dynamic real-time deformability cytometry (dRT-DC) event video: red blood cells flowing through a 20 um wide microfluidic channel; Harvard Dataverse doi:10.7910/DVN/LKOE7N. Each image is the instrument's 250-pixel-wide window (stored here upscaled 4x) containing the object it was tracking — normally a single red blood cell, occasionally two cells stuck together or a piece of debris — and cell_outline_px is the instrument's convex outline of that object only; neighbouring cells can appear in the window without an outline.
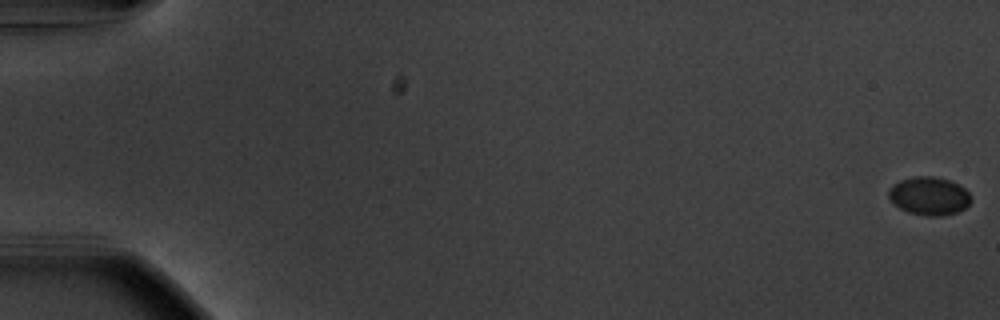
{"species": "common noctule bat (a hibernating species)", "species_latin": "Nyctalus noctula", "temperature_condition": "warm", "stored_images_in_passage": 12, "camera_frame_rate_fps": 3000, "um_per_image_px": 0.085, "animal": {"sex": "male", "body_mass_g": 20.1, "forearm_length_mm": 53.5}, "frame": {"image": 1, "passage_image": 1, "time_ms": 0.0, "image_size_px": [1000, 320], "cell_outline_px": [[972, 200], [964, 208], [956, 212], [944, 216], [924, 216], [908, 212], [900, 208], [888, 196], [888, 192], [892, 184], [900, 180], [912, 176], [932, 176], [948, 180], [964, 188], [972, 196]], "centroid_in_image_um": [78.97, 16.66], "position_along_channel_um": 6.0, "area_um2": 18.32}}